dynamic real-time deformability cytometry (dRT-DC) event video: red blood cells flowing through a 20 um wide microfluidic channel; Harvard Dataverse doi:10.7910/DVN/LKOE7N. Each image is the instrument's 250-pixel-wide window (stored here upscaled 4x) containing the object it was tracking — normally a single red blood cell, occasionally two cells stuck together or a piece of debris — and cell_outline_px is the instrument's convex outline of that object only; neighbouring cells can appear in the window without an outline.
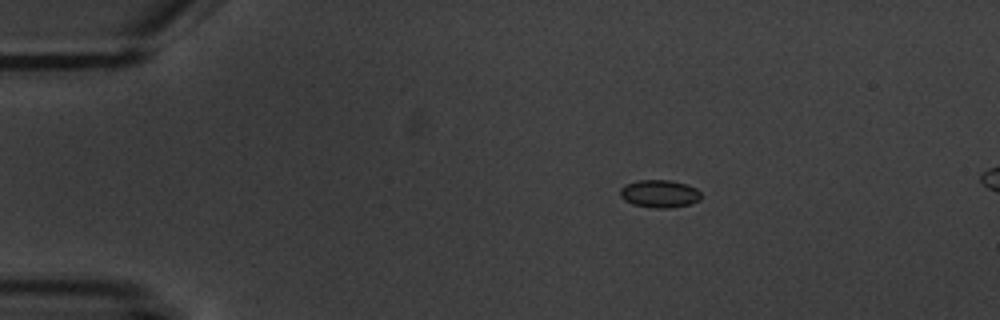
{"species": "common noctule bat (a hibernating species)", "species_latin": "Nyctalus noctula", "temperature_condition": "warm", "stored_images_in_passage": 6, "segment_of_instrument_passage": [1, 2], "camera_frame_rate_fps": 3000, "um_per_image_px": 0.085, "animal": {"sex": "male", "body_mass_g": 20.1, "forearm_length_mm": 53.5}, "frame": {"image": 1, "passage_image": 3, "time_ms": 3.333, "image_size_px": [1000, 320], "cell_outline_px": [[700, 200], [688, 204], [668, 208], [656, 208], [632, 204], [624, 200], [620, 196], [620, 188], [624, 184], [636, 180], [668, 180], [688, 184], [696, 188], [700, 192]], "centroid_in_image_um": [56.03, 16.45], "position_along_channel_um": 29.0, "area_um2": 13.12}}